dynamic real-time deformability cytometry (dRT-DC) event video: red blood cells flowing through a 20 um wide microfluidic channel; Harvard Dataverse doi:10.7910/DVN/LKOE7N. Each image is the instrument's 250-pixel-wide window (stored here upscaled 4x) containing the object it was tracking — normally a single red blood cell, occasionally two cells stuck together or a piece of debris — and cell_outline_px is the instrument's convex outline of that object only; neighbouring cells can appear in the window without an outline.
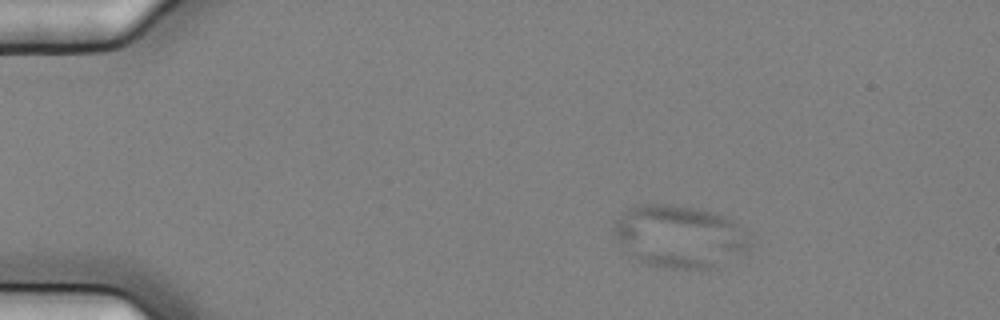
{"species": "common noctule bat (a hibernating species)", "species_latin": "Nyctalus noctula", "temperature_condition": "cold", "stored_images_in_passage": 3, "camera_frame_rate_fps": 3000, "um_per_image_px": 0.085, "animal": {"sex": "female", "body_mass_g": 25.1}, "frame": {"image": 1, "passage_image": 1, "time_ms": 0.0, "image_size_px": [1000, 320], "cell_outline_px": [[748, 248], [716, 268], [664, 268], [644, 264], [624, 252], [620, 248], [616, 240], [612, 228], [616, 220], [628, 208], [636, 204], [672, 204], [700, 208], [716, 212], [732, 220], [748, 232]], "centroid_in_image_um": [57.69, 20.08], "position_along_channel_um": 27.3, "area_um2": 50.05}}